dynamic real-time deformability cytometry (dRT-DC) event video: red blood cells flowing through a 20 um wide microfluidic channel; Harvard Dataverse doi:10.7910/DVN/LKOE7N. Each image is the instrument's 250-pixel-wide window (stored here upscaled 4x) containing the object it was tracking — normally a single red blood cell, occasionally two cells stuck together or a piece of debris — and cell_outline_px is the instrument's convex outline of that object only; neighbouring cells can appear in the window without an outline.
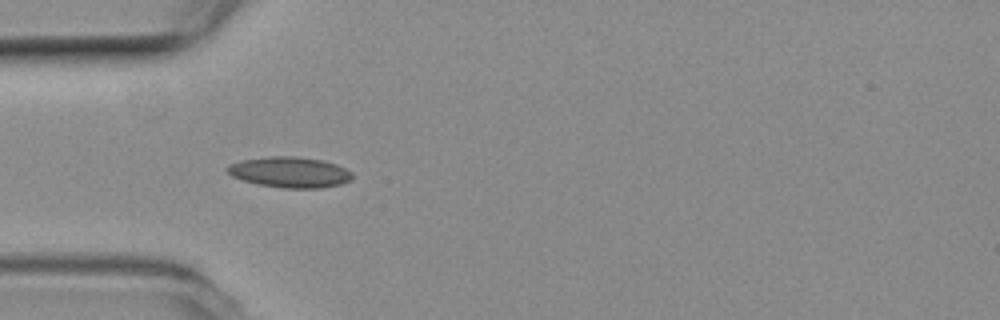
{"species": "common noctule bat (a hibernating species)", "species_latin": "Nyctalus noctula", "temperature_condition": "room temperature", "stored_images_in_passage": 4, "camera_frame_rate_fps": 3000, "um_per_image_px": 0.085, "animal": {"sex": "female", "body_mass_g": 19.3, "forearm_length_mm": 54.1}, "frame": {"image": 1, "passage_image": 3, "time_ms": 0.667, "image_size_px": [1000, 320], "cell_outline_px": [[352, 180], [340, 184], [320, 188], [284, 188], [260, 184], [244, 180], [232, 176], [224, 168], [228, 164], [240, 160], [268, 156], [296, 156], [324, 160], [336, 164], [352, 172]], "centroid_in_image_um": [24.63, 14.62], "position_along_channel_um": 60.4, "area_um2": 22.43}}
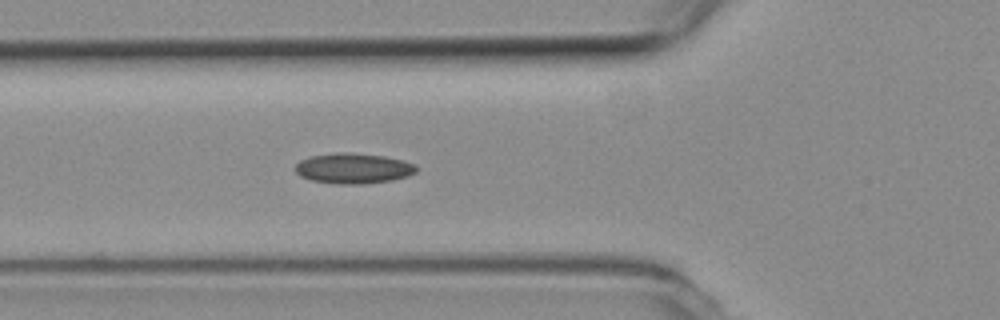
{"frame": {"image": 2, "passage_image": 4, "time_ms": 1.0, "image_size_px": [1000, 320], "cell_outline_px": [[420, 168], [416, 172], [408, 176], [392, 180], [364, 184], [336, 184], [312, 180], [300, 176], [296, 172], [296, 164], [300, 160], [308, 156], [336, 152], [352, 152], [384, 156], [404, 160], [416, 164]], "centroid_in_image_um": [30.06, 14.3], "position_along_channel_um": 95.7, "area_um2": 21.79}}